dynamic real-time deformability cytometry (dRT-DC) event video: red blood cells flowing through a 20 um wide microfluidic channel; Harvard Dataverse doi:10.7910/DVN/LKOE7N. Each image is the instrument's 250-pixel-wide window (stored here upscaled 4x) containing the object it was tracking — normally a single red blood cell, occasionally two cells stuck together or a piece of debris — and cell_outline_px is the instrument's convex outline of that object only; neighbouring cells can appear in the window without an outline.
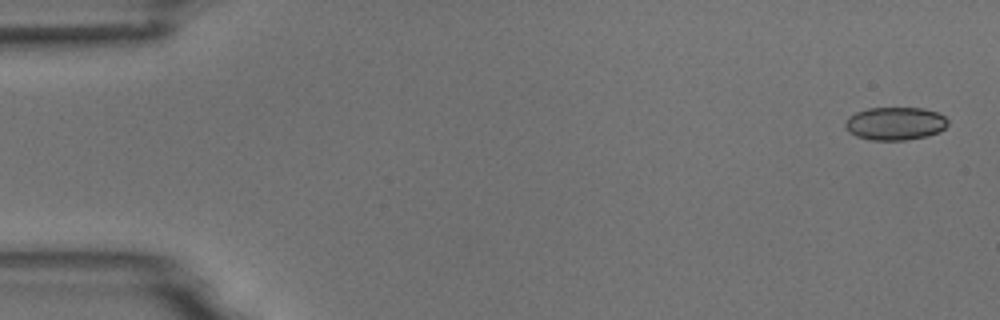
{"species": "common noctule bat (a hibernating species)", "species_latin": "Nyctalus noctula", "temperature_condition": "room temperature", "stored_images_in_passage": 5, "camera_frame_rate_fps": 3000, "um_per_image_px": 0.085, "animal": {"sex": "male", "body_mass_g": 18.8}, "frame": {"image": 1, "passage_image": 1, "time_ms": 0.0, "image_size_px": [1000, 320], "cell_outline_px": [[948, 124], [940, 132], [928, 136], [904, 140], [872, 140], [856, 136], [848, 132], [844, 124], [848, 116], [856, 112], [868, 108], [924, 108], [936, 112], [944, 116], [948, 120]], "centroid_in_image_um": [76.08, 10.5], "position_along_channel_um": 8.9, "area_um2": 19.88}}
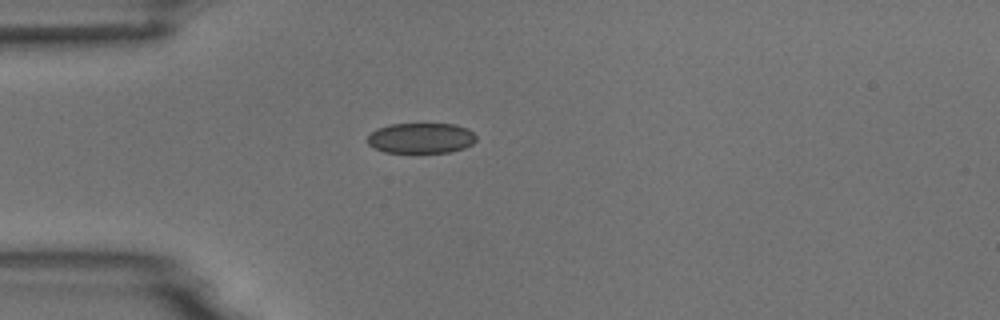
{"frame": {"image": 2, "passage_image": 5, "time_ms": 4.333, "image_size_px": [1000, 320], "cell_outline_px": [[476, 140], [472, 144], [464, 148], [452, 152], [384, 152], [368, 144], [364, 140], [376, 128], [388, 124], [452, 124], [468, 128], [476, 136]], "centroid_in_image_um": [35.77, 11.73], "position_along_channel_um": 49.2, "area_um2": 19.36}}